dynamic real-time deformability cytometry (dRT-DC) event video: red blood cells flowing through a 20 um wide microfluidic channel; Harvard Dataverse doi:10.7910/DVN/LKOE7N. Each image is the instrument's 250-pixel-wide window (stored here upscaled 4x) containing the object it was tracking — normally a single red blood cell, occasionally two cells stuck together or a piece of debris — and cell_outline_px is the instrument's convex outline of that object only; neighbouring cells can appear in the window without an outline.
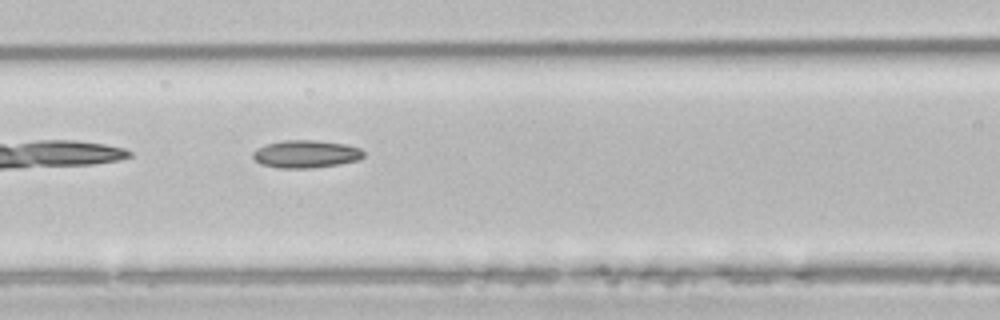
{"species": "common noctule bat (a hibernating species)", "species_latin": "Nyctalus noctula", "temperature_condition": "room temperature", "stored_images_in_passage": 4, "camera_frame_rate_fps": 3000, "um_per_image_px": 0.085, "animal": {"sex": "male", "body_mass_g": 21.5, "forearm_length_mm": 52.0}, "frame": {"image": 1, "passage_image": 4, "time_ms": 4.333, "image_size_px": [1000, 320], "cell_outline_px": [[364, 156], [360, 160], [340, 164], [312, 168], [280, 168], [260, 164], [252, 156], [252, 152], [256, 148], [264, 144], [284, 140], [316, 140], [344, 144], [360, 148], [364, 152]], "centroid_in_image_um": [25.99, 13.09], "position_along_channel_um": 140.6, "area_um2": 18.03}}